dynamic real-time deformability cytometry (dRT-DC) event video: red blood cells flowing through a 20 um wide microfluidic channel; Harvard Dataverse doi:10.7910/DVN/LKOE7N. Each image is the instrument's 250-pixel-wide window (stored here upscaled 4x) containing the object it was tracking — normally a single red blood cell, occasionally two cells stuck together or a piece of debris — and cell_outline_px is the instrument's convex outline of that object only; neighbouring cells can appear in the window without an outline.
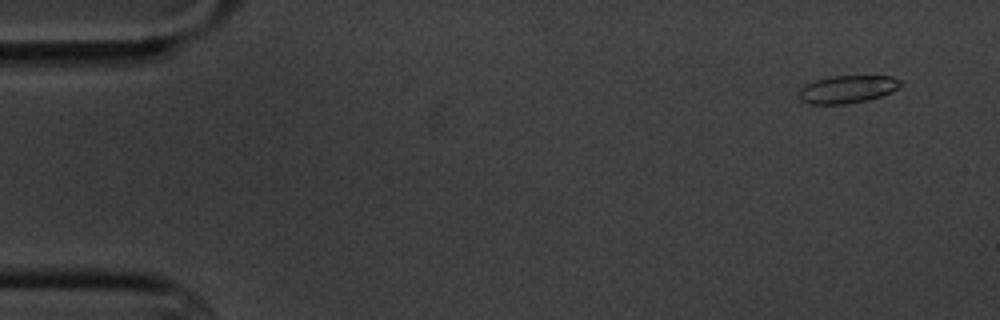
{"species": "common noctule bat (a hibernating species)", "species_latin": "Nyctalus noctula", "temperature_condition": "cold", "stored_images_in_passage": 6, "camera_frame_rate_fps": 3000, "um_per_image_px": 0.085, "animal": {"sex": "male", "body_mass_g": 20.1, "forearm_length_mm": 53.5}, "frame": {"image": 1, "passage_image": 1, "time_ms": 0.0, "image_size_px": [1000, 320], "cell_outline_px": [[904, 84], [892, 92], [868, 100], [844, 104], [808, 104], [800, 100], [800, 88], [804, 84], [816, 80], [832, 76], [892, 76], [900, 80]], "centroid_in_image_um": [72.04, 7.58], "position_along_channel_um": 13.0, "area_um2": 16.47}}
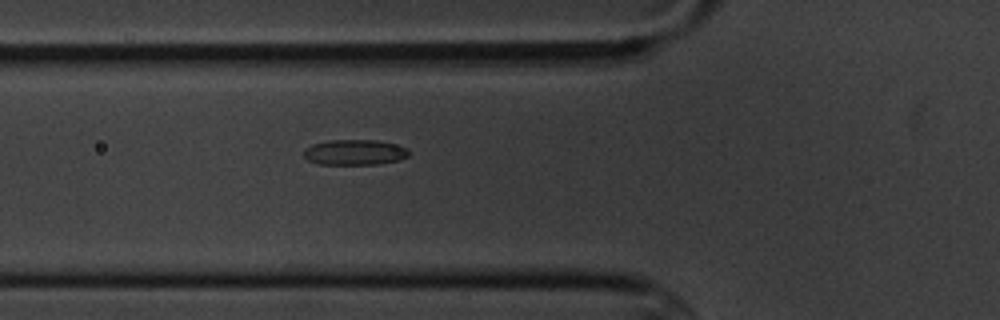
{"frame": {"image": 2, "passage_image": 6, "time_ms": 5.667, "image_size_px": [1000, 320], "cell_outline_px": [[408, 156], [400, 160], [380, 164], [320, 164], [308, 160], [304, 156], [304, 148], [312, 144], [328, 140], [376, 140], [408, 148]], "centroid_in_image_um": [30.13, 12.95], "position_along_channel_um": 95.7, "area_um2": 15.55}}